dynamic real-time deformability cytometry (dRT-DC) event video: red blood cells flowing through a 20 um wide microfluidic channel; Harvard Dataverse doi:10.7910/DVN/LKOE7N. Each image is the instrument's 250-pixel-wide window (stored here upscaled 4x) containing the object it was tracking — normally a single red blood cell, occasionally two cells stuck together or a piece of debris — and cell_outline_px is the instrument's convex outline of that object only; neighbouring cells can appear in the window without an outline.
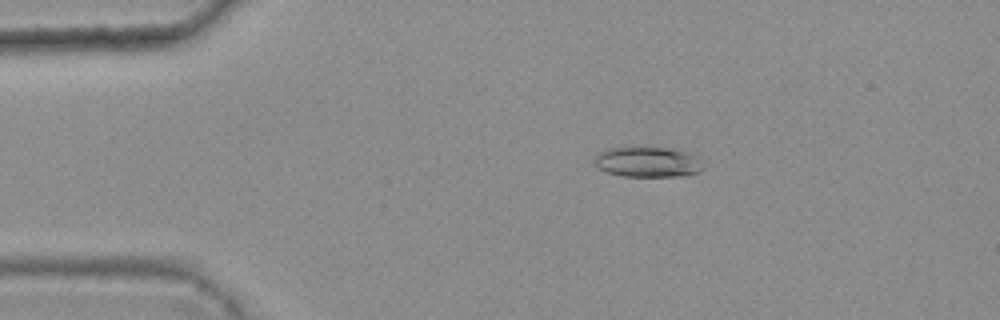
{"species": "common noctule bat (a hibernating species)", "species_latin": "Nyctalus noctula", "temperature_condition": "warm", "stored_images_in_passage": 6, "camera_frame_rate_fps": 3000, "um_per_image_px": 0.085, "animal": {"sex": "female", "body_mass_g": 25.1}, "frame": {"image": 1, "passage_image": 2, "time_ms": 0.333, "image_size_px": [1000, 320], "cell_outline_px": [[704, 168], [700, 172], [680, 176], [620, 176], [608, 172], [592, 164], [596, 156], [600, 152], [608, 148], [624, 144], [644, 144], [680, 148], [700, 156]], "centroid_in_image_um": [55.09, 13.68], "position_along_channel_um": 29.9, "area_um2": 20.81}}
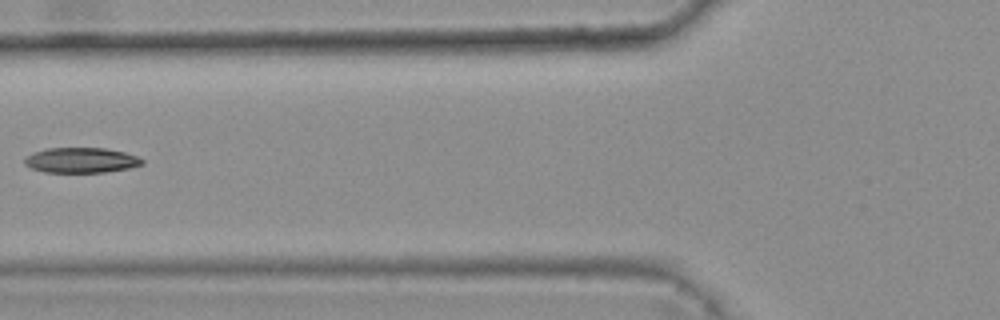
{"frame": {"image": 2, "passage_image": 5, "time_ms": 1.333, "image_size_px": [1000, 320], "cell_outline_px": [[144, 164], [128, 168], [104, 172], [44, 172], [32, 168], [24, 164], [24, 156], [32, 152], [44, 148], [104, 148], [124, 152], [136, 156], [144, 160]], "centroid_in_image_um": [6.85, 13.61], "position_along_channel_um": 119.0, "area_um2": 17.34}}
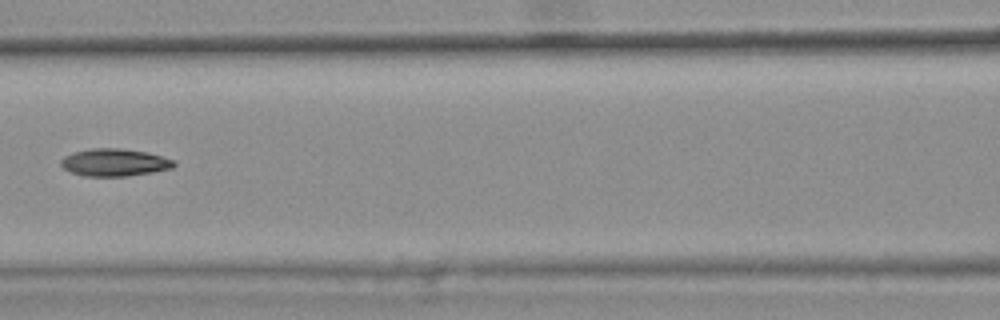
{"frame": {"image": 3, "passage_image": 6, "time_ms": 1.667, "image_size_px": [1000, 320], "cell_outline_px": [[176, 164], [172, 168], [152, 172], [124, 176], [84, 176], [72, 172], [64, 168], [60, 164], [60, 160], [64, 156], [72, 152], [92, 148], [120, 148], [148, 152], [176, 160]], "centroid_in_image_um": [9.74, 13.79], "position_along_channel_um": 156.9, "area_um2": 18.15}}